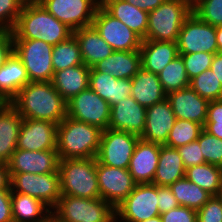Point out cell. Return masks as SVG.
<instances>
[{
	"label": "cell",
	"mask_w": 222,
	"mask_h": 222,
	"mask_svg": "<svg viewBox=\"0 0 222 222\" xmlns=\"http://www.w3.org/2000/svg\"><path fill=\"white\" fill-rule=\"evenodd\" d=\"M58 171L62 196L100 197L96 158L60 159Z\"/></svg>",
	"instance_id": "277c9868"
},
{
	"label": "cell",
	"mask_w": 222,
	"mask_h": 222,
	"mask_svg": "<svg viewBox=\"0 0 222 222\" xmlns=\"http://www.w3.org/2000/svg\"><path fill=\"white\" fill-rule=\"evenodd\" d=\"M29 82L27 70L13 51L0 68V100L9 103Z\"/></svg>",
	"instance_id": "484cf974"
},
{
	"label": "cell",
	"mask_w": 222,
	"mask_h": 222,
	"mask_svg": "<svg viewBox=\"0 0 222 222\" xmlns=\"http://www.w3.org/2000/svg\"><path fill=\"white\" fill-rule=\"evenodd\" d=\"M9 103L23 118L59 124L67 116V101L51 81L29 82Z\"/></svg>",
	"instance_id": "6da1fadb"
},
{
	"label": "cell",
	"mask_w": 222,
	"mask_h": 222,
	"mask_svg": "<svg viewBox=\"0 0 222 222\" xmlns=\"http://www.w3.org/2000/svg\"><path fill=\"white\" fill-rule=\"evenodd\" d=\"M100 198L115 208L133 191L137 183L128 169L100 164L96 159Z\"/></svg>",
	"instance_id": "9a60e30c"
},
{
	"label": "cell",
	"mask_w": 222,
	"mask_h": 222,
	"mask_svg": "<svg viewBox=\"0 0 222 222\" xmlns=\"http://www.w3.org/2000/svg\"><path fill=\"white\" fill-rule=\"evenodd\" d=\"M26 1L0 0V31L12 32Z\"/></svg>",
	"instance_id": "60d3db41"
},
{
	"label": "cell",
	"mask_w": 222,
	"mask_h": 222,
	"mask_svg": "<svg viewBox=\"0 0 222 222\" xmlns=\"http://www.w3.org/2000/svg\"><path fill=\"white\" fill-rule=\"evenodd\" d=\"M203 129L211 135L222 139V123L217 122H205Z\"/></svg>",
	"instance_id": "db71d44e"
},
{
	"label": "cell",
	"mask_w": 222,
	"mask_h": 222,
	"mask_svg": "<svg viewBox=\"0 0 222 222\" xmlns=\"http://www.w3.org/2000/svg\"><path fill=\"white\" fill-rule=\"evenodd\" d=\"M102 131L97 126L66 116L57 125L59 159L96 158Z\"/></svg>",
	"instance_id": "3957f363"
},
{
	"label": "cell",
	"mask_w": 222,
	"mask_h": 222,
	"mask_svg": "<svg viewBox=\"0 0 222 222\" xmlns=\"http://www.w3.org/2000/svg\"><path fill=\"white\" fill-rule=\"evenodd\" d=\"M131 81V96L146 108L167 98L157 74L141 68Z\"/></svg>",
	"instance_id": "f1b7e54d"
},
{
	"label": "cell",
	"mask_w": 222,
	"mask_h": 222,
	"mask_svg": "<svg viewBox=\"0 0 222 222\" xmlns=\"http://www.w3.org/2000/svg\"><path fill=\"white\" fill-rule=\"evenodd\" d=\"M92 25L114 51L140 50L142 39L120 20L98 6Z\"/></svg>",
	"instance_id": "5bb4252c"
},
{
	"label": "cell",
	"mask_w": 222,
	"mask_h": 222,
	"mask_svg": "<svg viewBox=\"0 0 222 222\" xmlns=\"http://www.w3.org/2000/svg\"><path fill=\"white\" fill-rule=\"evenodd\" d=\"M192 14V0H165L148 13L144 40L177 42L184 21Z\"/></svg>",
	"instance_id": "5b68a950"
},
{
	"label": "cell",
	"mask_w": 222,
	"mask_h": 222,
	"mask_svg": "<svg viewBox=\"0 0 222 222\" xmlns=\"http://www.w3.org/2000/svg\"><path fill=\"white\" fill-rule=\"evenodd\" d=\"M51 211V215L60 222H116V208L100 197L61 195Z\"/></svg>",
	"instance_id": "8992f818"
},
{
	"label": "cell",
	"mask_w": 222,
	"mask_h": 222,
	"mask_svg": "<svg viewBox=\"0 0 222 222\" xmlns=\"http://www.w3.org/2000/svg\"><path fill=\"white\" fill-rule=\"evenodd\" d=\"M158 77L166 94L190 85V79L187 76L186 68L180 55L166 65Z\"/></svg>",
	"instance_id": "d590c367"
},
{
	"label": "cell",
	"mask_w": 222,
	"mask_h": 222,
	"mask_svg": "<svg viewBox=\"0 0 222 222\" xmlns=\"http://www.w3.org/2000/svg\"><path fill=\"white\" fill-rule=\"evenodd\" d=\"M52 63L54 72L84 64L80 46L74 34L53 46Z\"/></svg>",
	"instance_id": "e575fe53"
},
{
	"label": "cell",
	"mask_w": 222,
	"mask_h": 222,
	"mask_svg": "<svg viewBox=\"0 0 222 222\" xmlns=\"http://www.w3.org/2000/svg\"><path fill=\"white\" fill-rule=\"evenodd\" d=\"M89 88L109 103L110 108L119 101L131 96V79H116L93 67L89 73Z\"/></svg>",
	"instance_id": "7402d4cb"
},
{
	"label": "cell",
	"mask_w": 222,
	"mask_h": 222,
	"mask_svg": "<svg viewBox=\"0 0 222 222\" xmlns=\"http://www.w3.org/2000/svg\"><path fill=\"white\" fill-rule=\"evenodd\" d=\"M157 197L160 214L180 206L169 186H157Z\"/></svg>",
	"instance_id": "bcb514c9"
},
{
	"label": "cell",
	"mask_w": 222,
	"mask_h": 222,
	"mask_svg": "<svg viewBox=\"0 0 222 222\" xmlns=\"http://www.w3.org/2000/svg\"><path fill=\"white\" fill-rule=\"evenodd\" d=\"M11 191L32 196L51 210L56 206L60 192V174L59 172L34 174V173H16L10 174Z\"/></svg>",
	"instance_id": "ba28073f"
},
{
	"label": "cell",
	"mask_w": 222,
	"mask_h": 222,
	"mask_svg": "<svg viewBox=\"0 0 222 222\" xmlns=\"http://www.w3.org/2000/svg\"><path fill=\"white\" fill-rule=\"evenodd\" d=\"M0 222H14L11 209V189L0 190Z\"/></svg>",
	"instance_id": "7dc6e473"
},
{
	"label": "cell",
	"mask_w": 222,
	"mask_h": 222,
	"mask_svg": "<svg viewBox=\"0 0 222 222\" xmlns=\"http://www.w3.org/2000/svg\"><path fill=\"white\" fill-rule=\"evenodd\" d=\"M197 141L205 162L222 167V139L209 134L203 129Z\"/></svg>",
	"instance_id": "ab89813d"
},
{
	"label": "cell",
	"mask_w": 222,
	"mask_h": 222,
	"mask_svg": "<svg viewBox=\"0 0 222 222\" xmlns=\"http://www.w3.org/2000/svg\"><path fill=\"white\" fill-rule=\"evenodd\" d=\"M158 215L157 185L152 183L137 184L116 207V222H142Z\"/></svg>",
	"instance_id": "9c48e42d"
},
{
	"label": "cell",
	"mask_w": 222,
	"mask_h": 222,
	"mask_svg": "<svg viewBox=\"0 0 222 222\" xmlns=\"http://www.w3.org/2000/svg\"><path fill=\"white\" fill-rule=\"evenodd\" d=\"M177 150L179 151L184 167L186 169L191 166L206 163L197 140L184 146H180L177 148Z\"/></svg>",
	"instance_id": "ee69618b"
},
{
	"label": "cell",
	"mask_w": 222,
	"mask_h": 222,
	"mask_svg": "<svg viewBox=\"0 0 222 222\" xmlns=\"http://www.w3.org/2000/svg\"><path fill=\"white\" fill-rule=\"evenodd\" d=\"M175 120L167 98L147 107L145 128L140 138L144 141L165 145Z\"/></svg>",
	"instance_id": "ffe728a7"
},
{
	"label": "cell",
	"mask_w": 222,
	"mask_h": 222,
	"mask_svg": "<svg viewBox=\"0 0 222 222\" xmlns=\"http://www.w3.org/2000/svg\"><path fill=\"white\" fill-rule=\"evenodd\" d=\"M206 122L222 123V99L209 102Z\"/></svg>",
	"instance_id": "681fc988"
},
{
	"label": "cell",
	"mask_w": 222,
	"mask_h": 222,
	"mask_svg": "<svg viewBox=\"0 0 222 222\" xmlns=\"http://www.w3.org/2000/svg\"><path fill=\"white\" fill-rule=\"evenodd\" d=\"M169 187L180 206L196 211L212 197L211 194L189 181L186 177L175 181Z\"/></svg>",
	"instance_id": "836d02e7"
},
{
	"label": "cell",
	"mask_w": 222,
	"mask_h": 222,
	"mask_svg": "<svg viewBox=\"0 0 222 222\" xmlns=\"http://www.w3.org/2000/svg\"><path fill=\"white\" fill-rule=\"evenodd\" d=\"M160 144L139 138L128 166L137 184L152 183L159 162Z\"/></svg>",
	"instance_id": "44dd1931"
},
{
	"label": "cell",
	"mask_w": 222,
	"mask_h": 222,
	"mask_svg": "<svg viewBox=\"0 0 222 222\" xmlns=\"http://www.w3.org/2000/svg\"><path fill=\"white\" fill-rule=\"evenodd\" d=\"M162 222H197V211L185 206H179L160 214Z\"/></svg>",
	"instance_id": "f6af8a7d"
},
{
	"label": "cell",
	"mask_w": 222,
	"mask_h": 222,
	"mask_svg": "<svg viewBox=\"0 0 222 222\" xmlns=\"http://www.w3.org/2000/svg\"><path fill=\"white\" fill-rule=\"evenodd\" d=\"M13 52V36L10 31H0V68Z\"/></svg>",
	"instance_id": "c3c4849f"
},
{
	"label": "cell",
	"mask_w": 222,
	"mask_h": 222,
	"mask_svg": "<svg viewBox=\"0 0 222 222\" xmlns=\"http://www.w3.org/2000/svg\"><path fill=\"white\" fill-rule=\"evenodd\" d=\"M11 209L14 222H47L51 209L42 201L11 191Z\"/></svg>",
	"instance_id": "1f68e13d"
},
{
	"label": "cell",
	"mask_w": 222,
	"mask_h": 222,
	"mask_svg": "<svg viewBox=\"0 0 222 222\" xmlns=\"http://www.w3.org/2000/svg\"><path fill=\"white\" fill-rule=\"evenodd\" d=\"M167 100L176 119L205 125L210 101L198 95L190 86L167 94Z\"/></svg>",
	"instance_id": "d6986e66"
},
{
	"label": "cell",
	"mask_w": 222,
	"mask_h": 222,
	"mask_svg": "<svg viewBox=\"0 0 222 222\" xmlns=\"http://www.w3.org/2000/svg\"><path fill=\"white\" fill-rule=\"evenodd\" d=\"M72 34V30L48 13L37 0L25 2L12 30L13 39L41 40L52 46Z\"/></svg>",
	"instance_id": "7a4b0ae2"
},
{
	"label": "cell",
	"mask_w": 222,
	"mask_h": 222,
	"mask_svg": "<svg viewBox=\"0 0 222 222\" xmlns=\"http://www.w3.org/2000/svg\"><path fill=\"white\" fill-rule=\"evenodd\" d=\"M57 125L50 121L23 118L17 149L27 151L56 149Z\"/></svg>",
	"instance_id": "2e32d148"
},
{
	"label": "cell",
	"mask_w": 222,
	"mask_h": 222,
	"mask_svg": "<svg viewBox=\"0 0 222 222\" xmlns=\"http://www.w3.org/2000/svg\"><path fill=\"white\" fill-rule=\"evenodd\" d=\"M53 46L41 40L13 39V51L21 59L30 82H50L54 75Z\"/></svg>",
	"instance_id": "52a82bcc"
},
{
	"label": "cell",
	"mask_w": 222,
	"mask_h": 222,
	"mask_svg": "<svg viewBox=\"0 0 222 222\" xmlns=\"http://www.w3.org/2000/svg\"><path fill=\"white\" fill-rule=\"evenodd\" d=\"M47 222H60L57 219H55L52 215L50 216L49 220Z\"/></svg>",
	"instance_id": "6f0895ef"
},
{
	"label": "cell",
	"mask_w": 222,
	"mask_h": 222,
	"mask_svg": "<svg viewBox=\"0 0 222 222\" xmlns=\"http://www.w3.org/2000/svg\"><path fill=\"white\" fill-rule=\"evenodd\" d=\"M73 34L79 43L83 63L89 68L114 52L93 25L75 30Z\"/></svg>",
	"instance_id": "d4e9b609"
},
{
	"label": "cell",
	"mask_w": 222,
	"mask_h": 222,
	"mask_svg": "<svg viewBox=\"0 0 222 222\" xmlns=\"http://www.w3.org/2000/svg\"><path fill=\"white\" fill-rule=\"evenodd\" d=\"M203 125L183 119H176L169 132L165 146L178 148L199 138Z\"/></svg>",
	"instance_id": "8d00e7d4"
},
{
	"label": "cell",
	"mask_w": 222,
	"mask_h": 222,
	"mask_svg": "<svg viewBox=\"0 0 222 222\" xmlns=\"http://www.w3.org/2000/svg\"><path fill=\"white\" fill-rule=\"evenodd\" d=\"M139 136L125 131H102L100 148L96 156L100 164L128 169Z\"/></svg>",
	"instance_id": "30bf717a"
},
{
	"label": "cell",
	"mask_w": 222,
	"mask_h": 222,
	"mask_svg": "<svg viewBox=\"0 0 222 222\" xmlns=\"http://www.w3.org/2000/svg\"><path fill=\"white\" fill-rule=\"evenodd\" d=\"M140 54L142 68L159 75L179 51L177 42L142 40Z\"/></svg>",
	"instance_id": "cb8c5ba5"
},
{
	"label": "cell",
	"mask_w": 222,
	"mask_h": 222,
	"mask_svg": "<svg viewBox=\"0 0 222 222\" xmlns=\"http://www.w3.org/2000/svg\"><path fill=\"white\" fill-rule=\"evenodd\" d=\"M59 160L56 149L45 151L16 149L7 164L10 174H45L59 172Z\"/></svg>",
	"instance_id": "e0dca14e"
},
{
	"label": "cell",
	"mask_w": 222,
	"mask_h": 222,
	"mask_svg": "<svg viewBox=\"0 0 222 222\" xmlns=\"http://www.w3.org/2000/svg\"><path fill=\"white\" fill-rule=\"evenodd\" d=\"M148 13L160 6L165 0H124Z\"/></svg>",
	"instance_id": "f907efd6"
},
{
	"label": "cell",
	"mask_w": 222,
	"mask_h": 222,
	"mask_svg": "<svg viewBox=\"0 0 222 222\" xmlns=\"http://www.w3.org/2000/svg\"><path fill=\"white\" fill-rule=\"evenodd\" d=\"M10 172L8 169V164L0 162V190L1 189H11L10 188Z\"/></svg>",
	"instance_id": "816d5d0a"
},
{
	"label": "cell",
	"mask_w": 222,
	"mask_h": 222,
	"mask_svg": "<svg viewBox=\"0 0 222 222\" xmlns=\"http://www.w3.org/2000/svg\"><path fill=\"white\" fill-rule=\"evenodd\" d=\"M218 53H222V26L216 27Z\"/></svg>",
	"instance_id": "11a10c76"
},
{
	"label": "cell",
	"mask_w": 222,
	"mask_h": 222,
	"mask_svg": "<svg viewBox=\"0 0 222 222\" xmlns=\"http://www.w3.org/2000/svg\"><path fill=\"white\" fill-rule=\"evenodd\" d=\"M100 5L113 17L120 20L142 40L148 28V12L124 0H100Z\"/></svg>",
	"instance_id": "4316f807"
},
{
	"label": "cell",
	"mask_w": 222,
	"mask_h": 222,
	"mask_svg": "<svg viewBox=\"0 0 222 222\" xmlns=\"http://www.w3.org/2000/svg\"><path fill=\"white\" fill-rule=\"evenodd\" d=\"M186 168L177 148L160 145L159 162L152 184L170 186L185 177Z\"/></svg>",
	"instance_id": "4dcf8cb0"
},
{
	"label": "cell",
	"mask_w": 222,
	"mask_h": 222,
	"mask_svg": "<svg viewBox=\"0 0 222 222\" xmlns=\"http://www.w3.org/2000/svg\"><path fill=\"white\" fill-rule=\"evenodd\" d=\"M185 177L212 196L222 194V167L204 163L186 169Z\"/></svg>",
	"instance_id": "d6a6232c"
},
{
	"label": "cell",
	"mask_w": 222,
	"mask_h": 222,
	"mask_svg": "<svg viewBox=\"0 0 222 222\" xmlns=\"http://www.w3.org/2000/svg\"><path fill=\"white\" fill-rule=\"evenodd\" d=\"M210 70L222 84V53L214 54Z\"/></svg>",
	"instance_id": "f5cc1de1"
},
{
	"label": "cell",
	"mask_w": 222,
	"mask_h": 222,
	"mask_svg": "<svg viewBox=\"0 0 222 222\" xmlns=\"http://www.w3.org/2000/svg\"><path fill=\"white\" fill-rule=\"evenodd\" d=\"M93 68L116 79H132L142 68L140 50L114 51L106 59L95 64Z\"/></svg>",
	"instance_id": "83f0119b"
},
{
	"label": "cell",
	"mask_w": 222,
	"mask_h": 222,
	"mask_svg": "<svg viewBox=\"0 0 222 222\" xmlns=\"http://www.w3.org/2000/svg\"><path fill=\"white\" fill-rule=\"evenodd\" d=\"M182 57L186 73L189 79L200 75L205 70L210 69L214 54L207 52L179 54Z\"/></svg>",
	"instance_id": "b9f144b4"
},
{
	"label": "cell",
	"mask_w": 222,
	"mask_h": 222,
	"mask_svg": "<svg viewBox=\"0 0 222 222\" xmlns=\"http://www.w3.org/2000/svg\"><path fill=\"white\" fill-rule=\"evenodd\" d=\"M67 116L106 130L110 105L89 87L67 101Z\"/></svg>",
	"instance_id": "4fadbf2b"
},
{
	"label": "cell",
	"mask_w": 222,
	"mask_h": 222,
	"mask_svg": "<svg viewBox=\"0 0 222 222\" xmlns=\"http://www.w3.org/2000/svg\"><path fill=\"white\" fill-rule=\"evenodd\" d=\"M145 119L146 107L140 105L130 96L110 108L108 128L125 131L140 137L145 128Z\"/></svg>",
	"instance_id": "ac0fdd59"
},
{
	"label": "cell",
	"mask_w": 222,
	"mask_h": 222,
	"mask_svg": "<svg viewBox=\"0 0 222 222\" xmlns=\"http://www.w3.org/2000/svg\"><path fill=\"white\" fill-rule=\"evenodd\" d=\"M192 13L214 27L222 26V0H192Z\"/></svg>",
	"instance_id": "f35d334b"
},
{
	"label": "cell",
	"mask_w": 222,
	"mask_h": 222,
	"mask_svg": "<svg viewBox=\"0 0 222 222\" xmlns=\"http://www.w3.org/2000/svg\"><path fill=\"white\" fill-rule=\"evenodd\" d=\"M90 68L85 64L69 67L65 70L54 72L52 84L56 91L69 101L89 87Z\"/></svg>",
	"instance_id": "f546056e"
},
{
	"label": "cell",
	"mask_w": 222,
	"mask_h": 222,
	"mask_svg": "<svg viewBox=\"0 0 222 222\" xmlns=\"http://www.w3.org/2000/svg\"><path fill=\"white\" fill-rule=\"evenodd\" d=\"M57 20L75 31L92 25L100 0H37Z\"/></svg>",
	"instance_id": "8fae6325"
},
{
	"label": "cell",
	"mask_w": 222,
	"mask_h": 222,
	"mask_svg": "<svg viewBox=\"0 0 222 222\" xmlns=\"http://www.w3.org/2000/svg\"><path fill=\"white\" fill-rule=\"evenodd\" d=\"M197 222H222V195L212 196L197 210Z\"/></svg>",
	"instance_id": "7bdbcfd3"
},
{
	"label": "cell",
	"mask_w": 222,
	"mask_h": 222,
	"mask_svg": "<svg viewBox=\"0 0 222 222\" xmlns=\"http://www.w3.org/2000/svg\"><path fill=\"white\" fill-rule=\"evenodd\" d=\"M189 86L208 101L222 99V84L210 69L190 79Z\"/></svg>",
	"instance_id": "74e56055"
},
{
	"label": "cell",
	"mask_w": 222,
	"mask_h": 222,
	"mask_svg": "<svg viewBox=\"0 0 222 222\" xmlns=\"http://www.w3.org/2000/svg\"><path fill=\"white\" fill-rule=\"evenodd\" d=\"M142 222H162V219H161L160 215H158L156 217L147 219V220L142 221Z\"/></svg>",
	"instance_id": "9f6ffc18"
},
{
	"label": "cell",
	"mask_w": 222,
	"mask_h": 222,
	"mask_svg": "<svg viewBox=\"0 0 222 222\" xmlns=\"http://www.w3.org/2000/svg\"><path fill=\"white\" fill-rule=\"evenodd\" d=\"M177 46L179 54L218 53L216 27L201 21L192 13L182 24Z\"/></svg>",
	"instance_id": "7c38bea8"
},
{
	"label": "cell",
	"mask_w": 222,
	"mask_h": 222,
	"mask_svg": "<svg viewBox=\"0 0 222 222\" xmlns=\"http://www.w3.org/2000/svg\"><path fill=\"white\" fill-rule=\"evenodd\" d=\"M23 117L10 104L0 105V162L8 163L17 149Z\"/></svg>",
	"instance_id": "603a6c76"
}]
</instances>
